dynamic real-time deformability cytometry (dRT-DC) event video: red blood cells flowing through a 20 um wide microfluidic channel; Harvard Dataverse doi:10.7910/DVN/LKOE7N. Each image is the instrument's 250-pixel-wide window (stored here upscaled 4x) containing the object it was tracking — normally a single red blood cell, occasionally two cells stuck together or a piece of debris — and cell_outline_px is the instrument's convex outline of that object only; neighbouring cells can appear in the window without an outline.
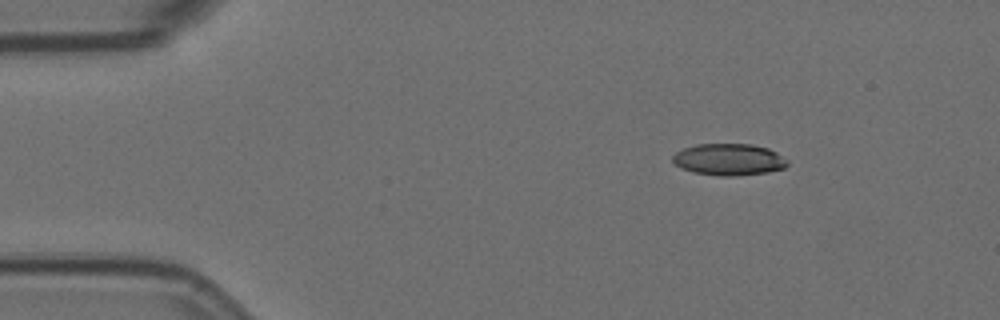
{"species": "Egyptian fruit bat (a non-hibernating species)", "species_latin": "Rousettus aegyptiacus", "temperature_condition": "room temperature", "stored_images_in_passage": 3, "camera_frame_rate_fps": 3000, "um_per_image_px": 0.085, "animal": {"sex": "female"}, "frame": {"image": 1, "passage_image": 1, "time_ms": 0.0, "image_size_px": [1000, 320], "cell_outline_px": [[788, 164], [784, 168], [768, 172], [732, 176], [720, 176], [692, 172], [680, 168], [672, 160], [672, 156], [676, 152], [684, 148], [696, 144], [752, 144], [768, 148], [776, 152], [788, 160]], "centroid_in_image_um": [61.95, 13.56], "position_along_channel_um": 23.1, "area_um2": 21.27}}